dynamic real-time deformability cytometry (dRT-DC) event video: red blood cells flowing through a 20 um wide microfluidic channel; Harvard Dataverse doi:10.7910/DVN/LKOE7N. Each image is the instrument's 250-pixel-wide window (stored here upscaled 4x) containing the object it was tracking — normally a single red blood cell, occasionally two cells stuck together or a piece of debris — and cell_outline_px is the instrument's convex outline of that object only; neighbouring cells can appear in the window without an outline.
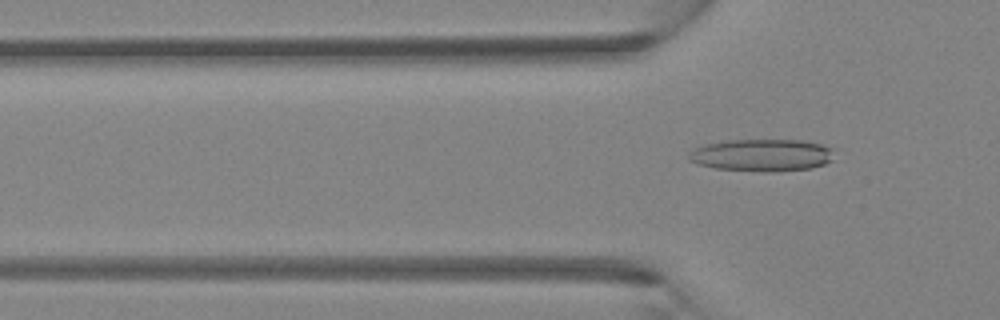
{"species": "Egyptian fruit bat (a non-hibernating species)", "species_latin": "Rousettus aegyptiacus", "temperature_condition": "room temperature", "stored_images_in_passage": 3, "camera_frame_rate_fps": 3000, "um_per_image_px": 0.085, "animal": {"sex": "female"}, "frame": {"image": 1, "passage_image": 3, "time_ms": 0.667, "image_size_px": [1000, 320], "cell_outline_px": [[832, 160], [824, 164], [812, 168], [764, 172], [716, 168], [696, 164], [688, 160], [688, 152], [692, 148], [704, 144], [724, 140], [800, 140], [820, 144], [832, 148]], "centroid_in_image_um": [64.69, 13.18], "position_along_channel_um": 61.1, "area_um2": 27.46}}